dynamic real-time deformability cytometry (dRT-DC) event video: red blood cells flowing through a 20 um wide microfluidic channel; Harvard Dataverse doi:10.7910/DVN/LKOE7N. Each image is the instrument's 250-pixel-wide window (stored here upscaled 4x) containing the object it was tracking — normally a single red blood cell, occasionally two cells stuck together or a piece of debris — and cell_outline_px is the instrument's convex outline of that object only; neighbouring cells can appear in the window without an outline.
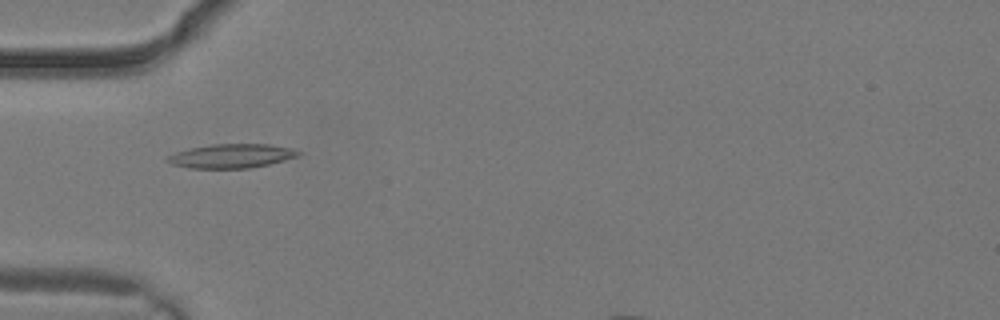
{"species": "common noctule bat (a hibernating species)", "species_latin": "Nyctalus noctula", "temperature_condition": "warm", "stored_images_in_passage": 1, "camera_frame_rate_fps": 3000, "um_per_image_px": 0.085, "animal": {"sex": "male", "body_mass_g": 19.2, "forearm_length_mm": 51.8}, "frame": {"image": 1, "passage_image": 1, "time_ms": 0.0, "image_size_px": [1000, 320], "cell_outline_px": [[304, 152], [300, 156], [268, 164], [248, 168], [188, 168], [172, 164], [164, 160], [168, 156], [176, 152], [192, 148], [212, 144], [268, 144], [288, 148]], "centroid_in_image_um": [19.68, 13.26], "position_along_channel_um": 65.3, "area_um2": 18.21}}